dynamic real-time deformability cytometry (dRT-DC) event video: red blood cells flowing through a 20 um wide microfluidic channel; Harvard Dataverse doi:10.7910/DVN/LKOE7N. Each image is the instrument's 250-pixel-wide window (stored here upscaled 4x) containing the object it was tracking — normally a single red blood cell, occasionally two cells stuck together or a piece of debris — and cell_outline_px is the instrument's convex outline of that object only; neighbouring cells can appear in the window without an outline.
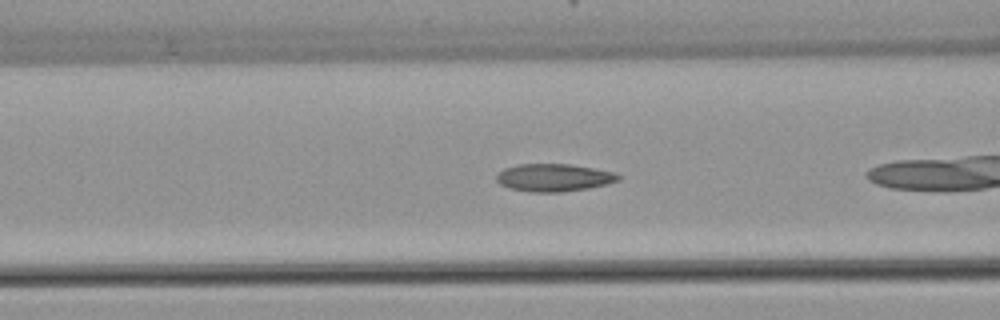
{"species": "common noctule bat (a hibernating species)", "species_latin": "Nyctalus noctula", "temperature_condition": "warm", "stored_images_in_passage": 26, "camera_frame_rate_fps": 3000, "um_per_image_px": 0.085, "animal": {"sex": "female", "body_mass_g": 22.7, "forearm_length_mm": 54.2}, "frame": {"image": 1, "passage_image": 5, "time_ms": 1.333, "image_size_px": [1000, 320], "cell_outline_px": [[620, 180], [608, 184], [588, 188], [560, 192], [532, 192], [508, 188], [500, 184], [496, 180], [496, 172], [504, 168], [516, 164], [572, 164], [616, 172], [620, 176]], "centroid_in_image_um": [47.06, 15.09], "position_along_channel_um": 119.5, "area_um2": 19.88}}
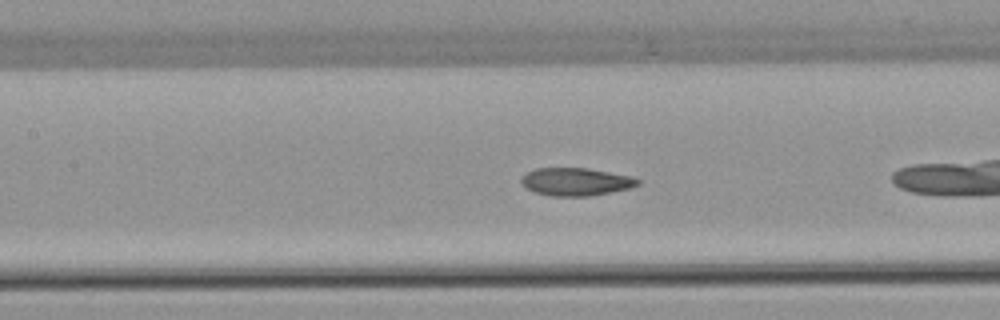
{"frame": {"image": 2, "passage_image": 8, "time_ms": 2.333, "image_size_px": [1000, 320], "cell_outline_px": [[640, 184], [628, 188], [588, 196], [552, 196], [536, 192], [528, 188], [520, 180], [520, 176], [524, 172], [536, 168], [588, 168], [632, 176], [640, 180]], "centroid_in_image_um": [48.92, 15.43], "position_along_channel_um": 158.5, "area_um2": 18.79}}